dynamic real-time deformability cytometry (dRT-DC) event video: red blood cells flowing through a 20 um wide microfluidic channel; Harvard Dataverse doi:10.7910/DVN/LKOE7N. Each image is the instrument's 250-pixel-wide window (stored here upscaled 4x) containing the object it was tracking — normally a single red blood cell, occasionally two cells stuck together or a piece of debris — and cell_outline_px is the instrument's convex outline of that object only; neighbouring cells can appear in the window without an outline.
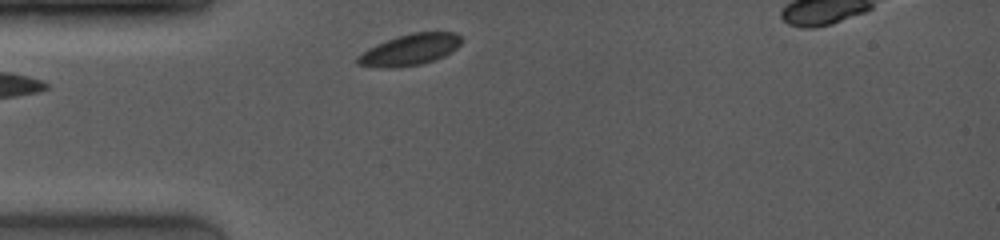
{"species": "common noctule bat (a hibernating species)", "species_latin": "Nyctalus noctula", "temperature_condition": "room temperature", "stored_images_in_passage": 8, "camera_frame_rate_fps": 4000, "um_per_image_px": 0.085, "animal": {"sex": "female", "body_mass_g": 19.0, "forearm_length_mm": 53.3}, "frame": {"image": 1, "passage_image": 1, "time_ms": 0.0, "image_size_px": [1000, 240], "cell_outline_px": [[464, 40], [452, 52], [444, 56], [420, 64], [392, 68], [384, 68], [356, 64], [356, 56], [368, 48], [376, 44], [396, 36], [412, 32], [456, 32]], "centroid_in_image_um": [34.83, 4.21], "position_along_channel_um": 50.2, "area_um2": 19.02}}